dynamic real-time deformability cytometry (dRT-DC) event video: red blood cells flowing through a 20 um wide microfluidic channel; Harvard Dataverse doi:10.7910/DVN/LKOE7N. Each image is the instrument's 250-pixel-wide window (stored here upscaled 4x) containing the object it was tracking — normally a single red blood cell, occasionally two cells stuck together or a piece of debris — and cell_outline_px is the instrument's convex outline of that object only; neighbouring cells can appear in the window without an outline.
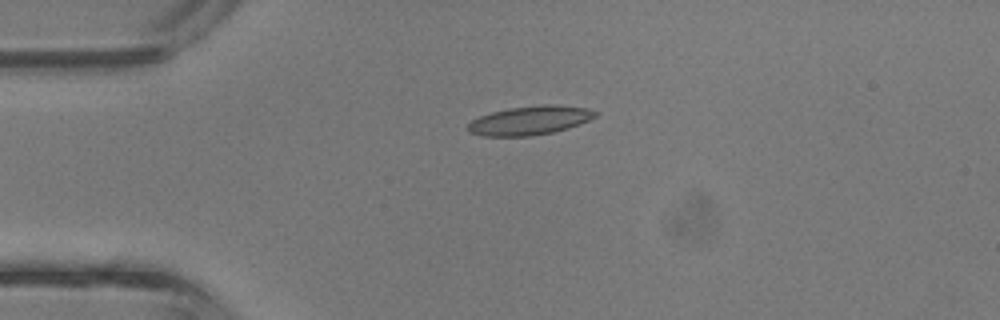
{"species": "common noctule bat (a hibernating species)", "species_latin": "Nyctalus noctula", "temperature_condition": "room temperature", "stored_images_in_passage": 4, "camera_frame_rate_fps": 3000, "um_per_image_px": 0.085, "animal": {"sex": "male", "body_mass_g": 13.3}, "frame": {"image": 1, "passage_image": 3, "time_ms": 0.667, "image_size_px": [1000, 320], "cell_outline_px": [[596, 116], [580, 124], [568, 128], [552, 132], [532, 136], [484, 136], [468, 132], [468, 124], [472, 120], [480, 116], [492, 112], [508, 108], [544, 104], [552, 104], [588, 108], [596, 112]], "centroid_in_image_um": [45.03, 10.23], "position_along_channel_um": 40.0, "area_um2": 21.39}}
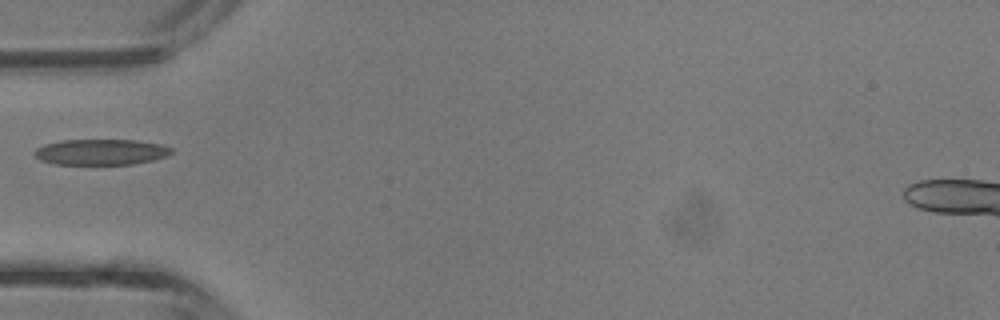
{"frame": {"image": 2, "passage_image": 4, "time_ms": 1.0, "image_size_px": [1000, 320], "cell_outline_px": [[172, 152], [168, 156], [152, 160], [132, 164], [56, 164], [40, 160], [32, 152], [36, 148], [44, 144], [64, 140], [136, 140], [160, 144], [172, 148]], "centroid_in_image_um": [8.57, 12.92], "position_along_channel_um": 76.4, "area_um2": 20.52}}